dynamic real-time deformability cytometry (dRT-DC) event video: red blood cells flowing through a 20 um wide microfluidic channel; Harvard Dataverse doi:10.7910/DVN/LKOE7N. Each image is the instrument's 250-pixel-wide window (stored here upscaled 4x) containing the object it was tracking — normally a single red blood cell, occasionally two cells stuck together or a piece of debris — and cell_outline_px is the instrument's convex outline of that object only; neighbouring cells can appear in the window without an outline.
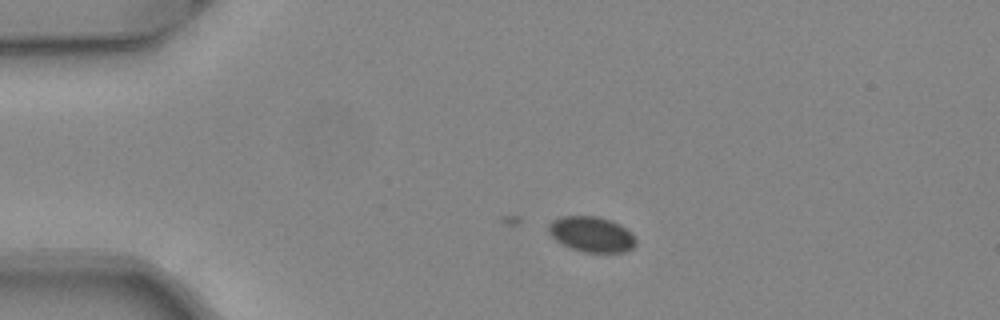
{"species": "common noctule bat (a hibernating species)", "species_latin": "Nyctalus noctula", "temperature_condition": "warm", "stored_images_in_passage": 14, "camera_frame_rate_fps": 3000, "um_per_image_px": 0.085, "animal": {"sex": "female", "body_mass_g": 24.6, "forearm_length_mm": 56.2}, "frame": {"image": 1, "passage_image": 1, "time_ms": 0.0, "image_size_px": [1000, 320], "cell_outline_px": [[636, 244], [632, 248], [624, 252], [584, 252], [572, 248], [556, 240], [548, 232], [548, 224], [552, 220], [560, 216], [596, 216], [620, 224], [632, 232], [636, 240]], "centroid_in_image_um": [50.29, 19.9], "position_along_channel_um": 34.7, "area_um2": 17.98}}
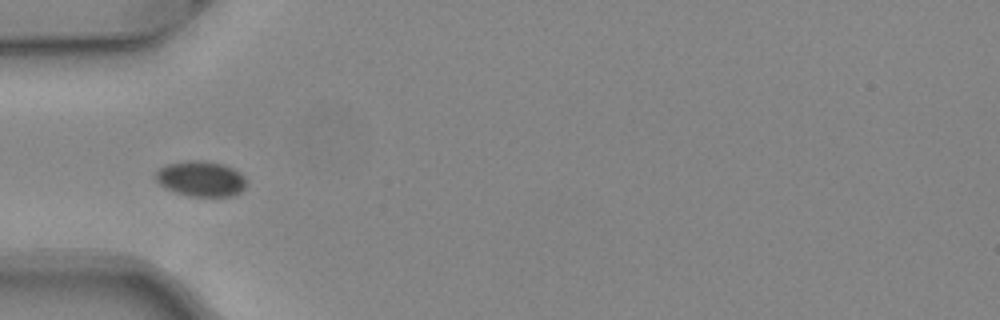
{"frame": {"image": 2, "passage_image": 7, "time_ms": 2.0, "image_size_px": [1000, 320], "cell_outline_px": [[244, 188], [240, 192], [232, 196], [188, 196], [176, 192], [160, 184], [156, 180], [156, 172], [160, 168], [168, 164], [188, 160], [204, 160], [220, 164], [232, 168], [240, 172], [244, 176]], "centroid_in_image_um": [17.08, 15.19], "position_along_channel_um": 67.9, "area_um2": 18.44}}
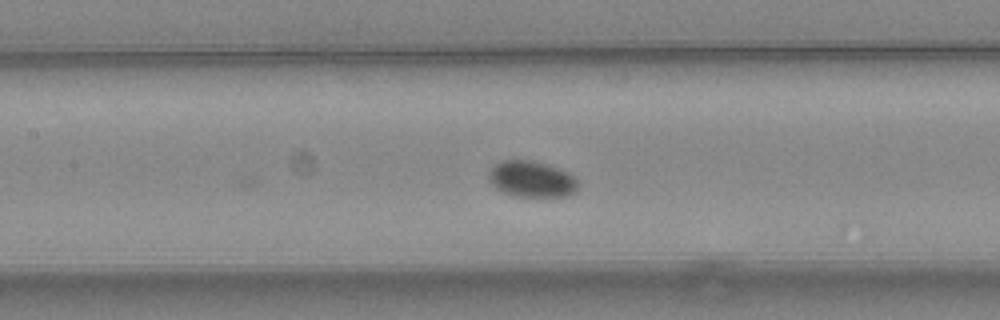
{"frame": {"image": 3, "passage_image": 14, "time_ms": 4.333, "image_size_px": [1000, 320], "cell_outline_px": [[576, 192], [568, 196], [516, 196], [504, 192], [496, 188], [488, 180], [488, 172], [500, 160], [532, 160], [568, 172], [576, 176]], "centroid_in_image_um": [45.17, 15.22], "position_along_channel_um": 162.2, "area_um2": 18.67}}